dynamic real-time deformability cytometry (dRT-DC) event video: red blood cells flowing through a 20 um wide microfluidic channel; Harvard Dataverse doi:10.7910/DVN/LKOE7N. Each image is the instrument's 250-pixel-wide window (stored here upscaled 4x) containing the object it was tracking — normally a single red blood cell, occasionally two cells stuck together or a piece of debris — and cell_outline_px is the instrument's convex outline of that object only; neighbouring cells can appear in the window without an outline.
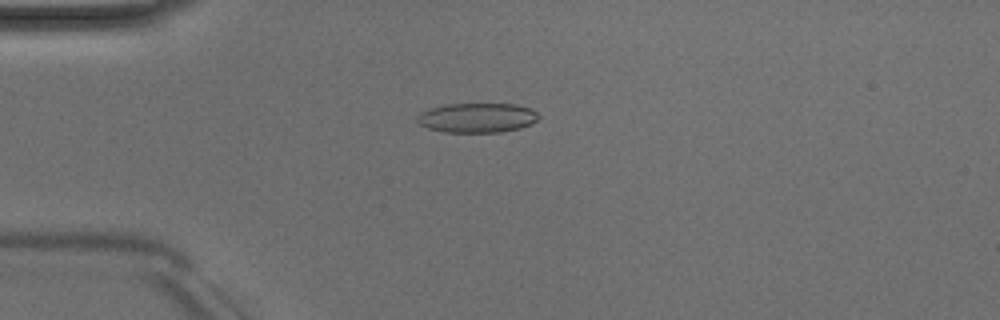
{"species": "Egyptian fruit bat (a non-hibernating species)", "species_latin": "Rousettus aegyptiacus", "temperature_condition": "room temperature", "stored_images_in_passage": 50, "camera_frame_rate_fps": 3000, "um_per_image_px": 0.085, "animal": {"sex": "male"}, "frame": {"image": 1, "passage_image": 13, "time_ms": 4.0, "image_size_px": [1000, 320], "cell_outline_px": [[540, 116], [532, 124], [520, 128], [500, 132], [444, 132], [428, 128], [420, 124], [416, 120], [416, 116], [420, 112], [432, 108], [448, 104], [516, 104], [532, 108]], "centroid_in_image_um": [40.57, 10.01], "position_along_channel_um": 44.4, "area_um2": 20.98}}
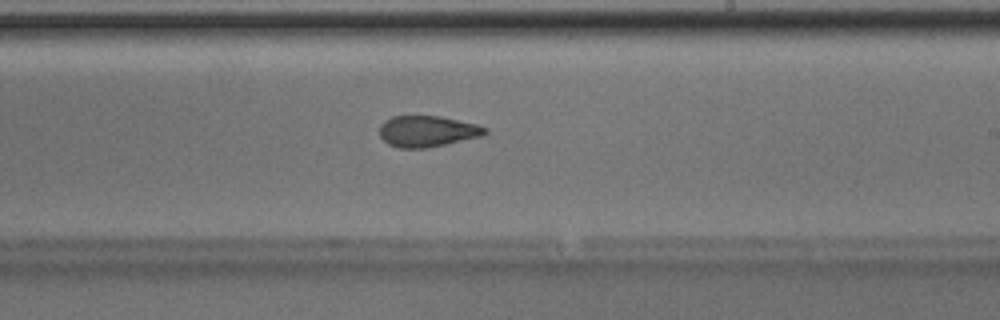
{"frame": {"image": 2, "passage_image": 30, "time_ms": 9.667, "image_size_px": [1000, 320], "cell_outline_px": [[488, 132], [484, 136], [424, 148], [400, 148], [388, 144], [380, 136], [380, 124], [384, 120], [392, 116], [440, 116], [476, 124], [488, 128]], "centroid_in_image_um": [36.33, 11.15], "position_along_channel_um": 252.7, "area_um2": 19.13}}
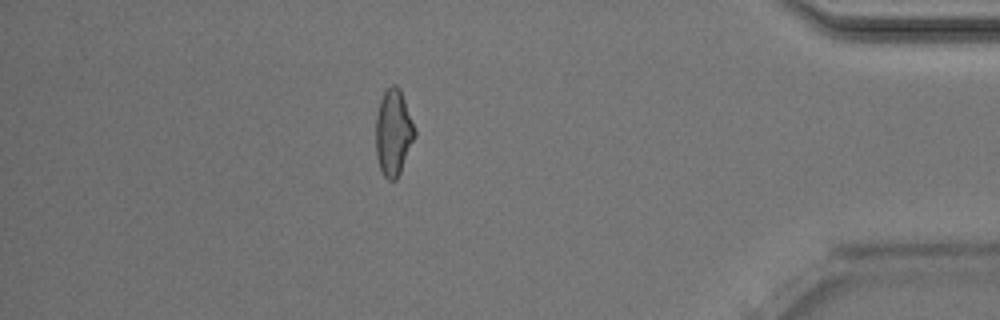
{"frame": {"image": 3, "passage_image": 44, "time_ms": 14.333, "image_size_px": [1000, 320], "cell_outline_px": [[416, 136], [400, 172], [396, 180], [388, 180], [384, 176], [380, 168], [376, 156], [376, 116], [380, 100], [384, 92], [392, 84], [396, 84], [400, 88], [416, 132]], "centroid_in_image_um": [33.43, 11.27], "position_along_channel_um": 401.8, "area_um2": 19.48}, "authors_computed_cell_mechanics": {"area_um2": 20.2589, "velocity_mm_per_s": 4.0554, "shape_relaxation_time_tau1_ms": 4.3139, "shape_relaxation_time_tau2_ms": 2.8766, "deformation_change_tau1": 0.1232, "deformation_change_tau2": 0.1084}}